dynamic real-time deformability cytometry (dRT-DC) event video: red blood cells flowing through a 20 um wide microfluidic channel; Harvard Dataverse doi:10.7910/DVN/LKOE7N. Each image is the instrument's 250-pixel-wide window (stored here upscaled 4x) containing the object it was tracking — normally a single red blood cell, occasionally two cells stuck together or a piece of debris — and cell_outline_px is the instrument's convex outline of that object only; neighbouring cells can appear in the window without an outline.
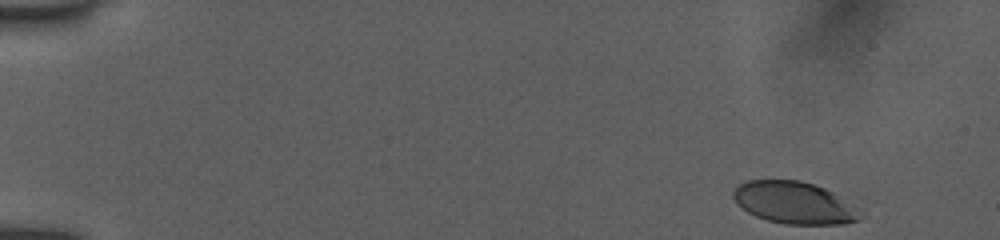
{"species": "human", "species_latin": "Homo sapiens", "temperature_condition": "room temperature", "stored_images_in_passage": 21, "camera_frame_rate_fps": 3000, "um_per_image_px": 0.085, "donor": {"sex": "female"}, "frame": {"image": 1, "passage_image": 1, "time_ms": 0.0, "image_size_px": [1000, 240], "cell_outline_px": [[864, 216], [860, 220], [844, 224], [784, 224], [768, 220], [756, 216], [748, 212], [732, 196], [732, 192], [740, 184], [748, 180], [800, 180], [824, 188], [832, 192], [856, 208]], "centroid_in_image_um": [67.52, 17.24], "position_along_channel_um": 17.5, "area_um2": 30.75}}
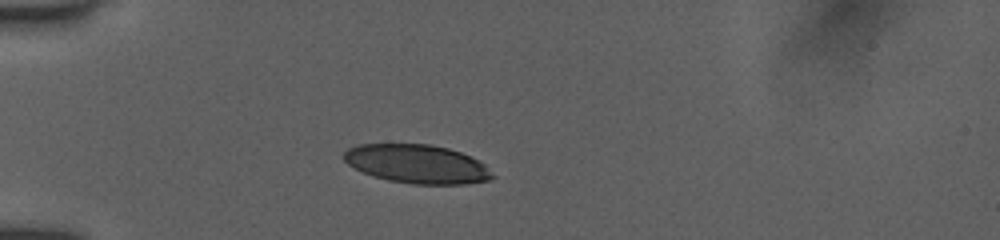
{"frame": {"image": 2, "passage_image": 17, "time_ms": 3.667, "image_size_px": [1000, 240], "cell_outline_px": [[496, 176], [488, 180], [464, 184], [412, 184], [388, 180], [364, 172], [348, 164], [344, 160], [344, 152], [348, 148], [360, 144], [432, 144], [448, 148], [472, 156], [484, 164]], "centroid_in_image_um": [35.48, 13.93], "position_along_channel_um": 49.5, "area_um2": 33.41}}